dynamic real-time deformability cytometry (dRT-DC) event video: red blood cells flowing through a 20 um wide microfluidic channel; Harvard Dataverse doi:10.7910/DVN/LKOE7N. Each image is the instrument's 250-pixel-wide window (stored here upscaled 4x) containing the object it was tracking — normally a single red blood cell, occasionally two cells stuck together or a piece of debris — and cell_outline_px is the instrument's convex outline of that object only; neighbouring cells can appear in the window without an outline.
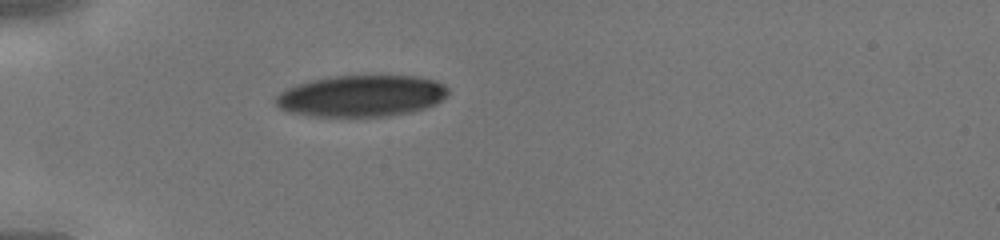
{"species": "human", "species_latin": "Homo sapiens", "temperature_condition": "cold", "stored_images_in_passage": 31, "camera_frame_rate_fps": 3000, "um_per_image_px": 0.085, "donor": {"sex": "male"}, "frame": {"image": 1, "passage_image": 1, "time_ms": 0.0, "image_size_px": [1000, 240], "cell_outline_px": [[448, 92], [436, 104], [412, 112], [384, 116], [312, 116], [288, 112], [280, 108], [276, 104], [276, 96], [280, 92], [296, 84], [312, 80], [336, 76], [416, 76], [436, 80], [444, 84], [448, 88]], "centroid_in_image_um": [30.72, 8.15], "position_along_channel_um": 54.3, "area_um2": 41.5}}
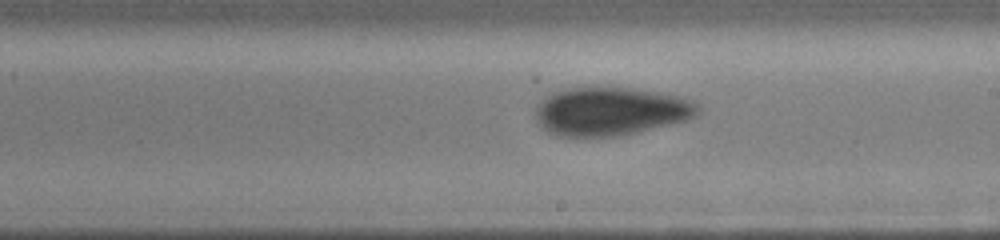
{"frame": {"image": 2, "passage_image": 14, "time_ms": 4.333, "image_size_px": [1000, 240], "cell_outline_px": [[700, 112], [696, 116], [688, 120], [620, 136], [556, 136], [548, 132], [536, 120], [536, 104], [552, 92], [564, 88], [632, 88], [680, 96], [692, 100], [700, 104]], "centroid_in_image_um": [51.92, 9.46], "position_along_channel_um": 237.1, "area_um2": 45.89}}
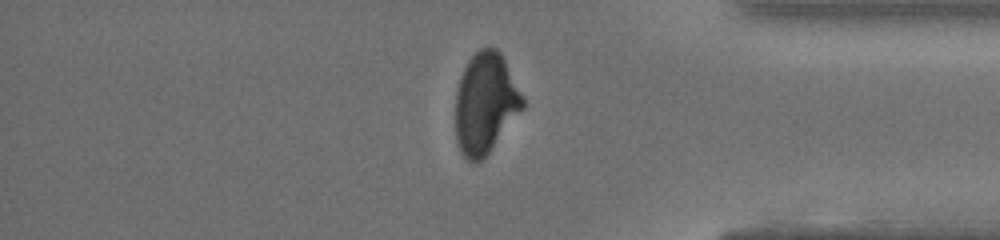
{"frame": {"image": 3, "passage_image": 25, "time_ms": 8.0, "image_size_px": [1000, 240], "cell_outline_px": [[524, 108], [488, 152], [476, 164], [472, 164], [464, 156], [456, 140], [456, 92], [464, 68], [468, 60], [480, 48], [496, 48], [500, 52], [524, 100]], "centroid_in_image_um": [41.24, 8.79], "position_along_channel_um": 394.0, "area_um2": 38.73}}